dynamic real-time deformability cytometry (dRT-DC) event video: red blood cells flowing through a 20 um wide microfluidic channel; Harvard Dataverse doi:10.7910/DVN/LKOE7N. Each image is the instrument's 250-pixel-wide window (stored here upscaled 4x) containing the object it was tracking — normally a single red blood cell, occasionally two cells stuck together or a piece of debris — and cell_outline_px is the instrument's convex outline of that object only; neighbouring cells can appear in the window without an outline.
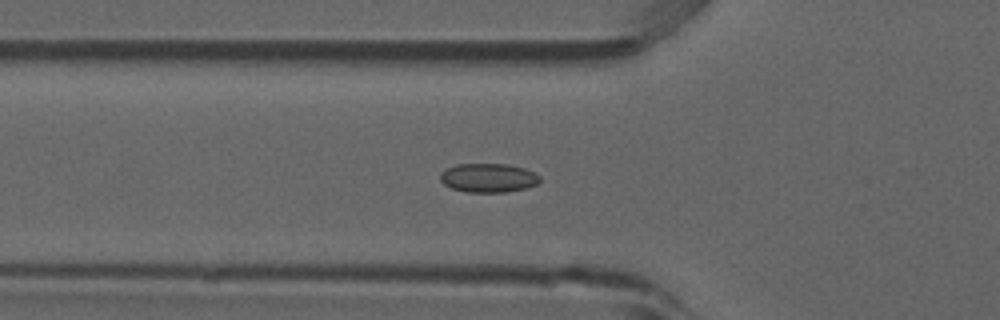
{"species": "common noctule bat (a hibernating species)", "species_latin": "Nyctalus noctula", "temperature_condition": "room temperature", "stored_images_in_passage": 53, "camera_frame_rate_fps": 3000, "um_per_image_px": 0.085, "animal": {"sex": "male", "forearm_length_mm": 52.5}, "frame": {"image": 1, "passage_image": 19, "time_ms": 6.0, "image_size_px": [1000, 320], "cell_outline_px": [[540, 180], [536, 184], [528, 188], [504, 192], [468, 192], [452, 188], [444, 184], [440, 180], [440, 172], [456, 164], [508, 164], [524, 168], [536, 172], [540, 176]], "centroid_in_image_um": [41.53, 15.11], "position_along_channel_um": 84.3, "area_um2": 16.88}}
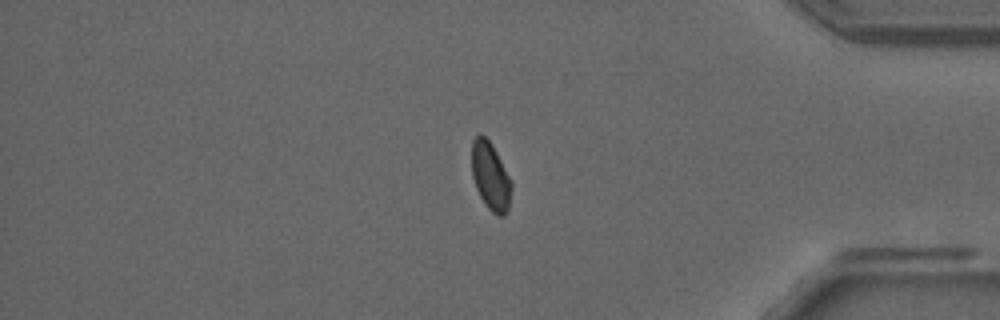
{"frame": {"image": 2, "passage_image": 45, "time_ms": 14.667, "image_size_px": [1000, 320], "cell_outline_px": [[512, 188], [508, 212], [504, 216], [496, 216], [484, 204], [476, 188], [472, 176], [472, 140], [480, 132], [492, 144], [512, 184]], "centroid_in_image_um": [41.69, 15.01], "position_along_channel_um": 393.5, "area_um2": 15.72}}
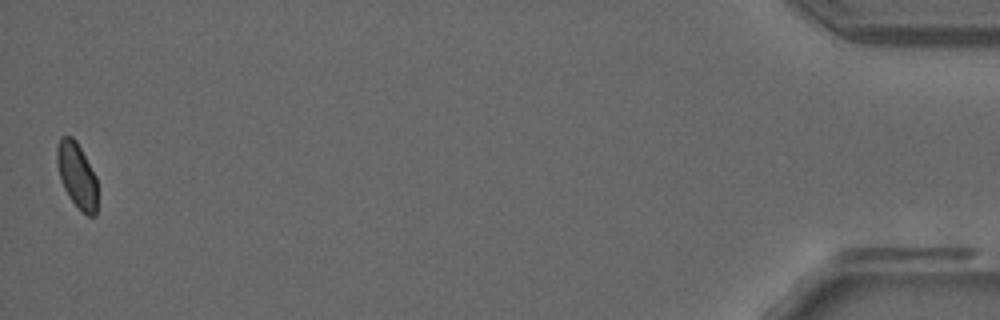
{"frame": {"image": 3, "passage_image": 53, "time_ms": 17.333, "image_size_px": [1000, 320], "cell_outline_px": [[96, 216], [88, 216], [68, 196], [60, 180], [56, 164], [56, 144], [60, 136], [72, 136], [76, 140], [96, 176]], "centroid_in_image_um": [6.5, 14.84], "position_along_channel_um": 428.7, "area_um2": 15.43}, "authors_computed_cell_mechanics": {"area_um2": 16.5308, "velocity_mm_per_s": 3.881, "shape_relaxation_time_tau1_ms": null, "shape_relaxation_time_tau2_ms": 1.0338, "deformation_change_tau1": null, "deformation_change_tau2": 0.0481}}